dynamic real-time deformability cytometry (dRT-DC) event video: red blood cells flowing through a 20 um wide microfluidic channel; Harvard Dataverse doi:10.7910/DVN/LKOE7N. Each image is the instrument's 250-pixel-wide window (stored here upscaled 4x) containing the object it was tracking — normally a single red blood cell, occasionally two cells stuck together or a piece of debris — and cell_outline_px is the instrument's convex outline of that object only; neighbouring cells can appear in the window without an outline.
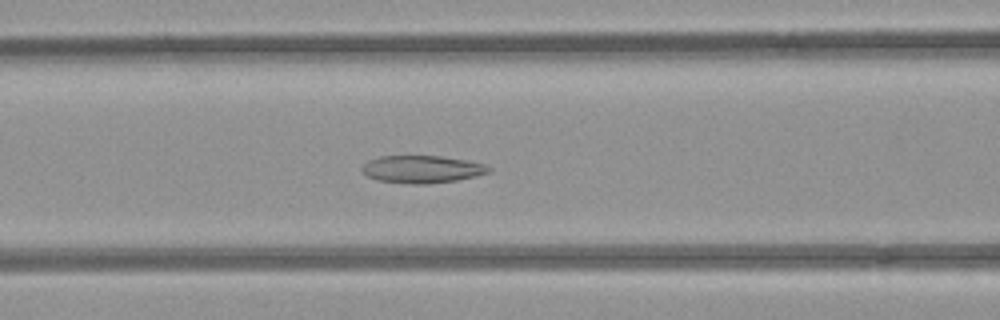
{"species": "common noctule bat (a hibernating species)", "species_latin": "Nyctalus noctula", "temperature_condition": "room temperature", "stored_images_in_passage": 45, "camera_frame_rate_fps": 3000, "um_per_image_px": 0.085, "animal": {"sex": "female", "body_mass_g": 21.9}, "frame": {"image": 1, "passage_image": 14, "time_ms": 4.333, "image_size_px": [1000, 320], "cell_outline_px": [[492, 172], [476, 176], [456, 180], [428, 184], [408, 184], [376, 180], [368, 176], [364, 172], [364, 164], [368, 160], [380, 156], [440, 156], [464, 160], [484, 164], [492, 168]], "centroid_in_image_um": [35.9, 14.39], "position_along_channel_um": 130.7, "area_um2": 20.23}}
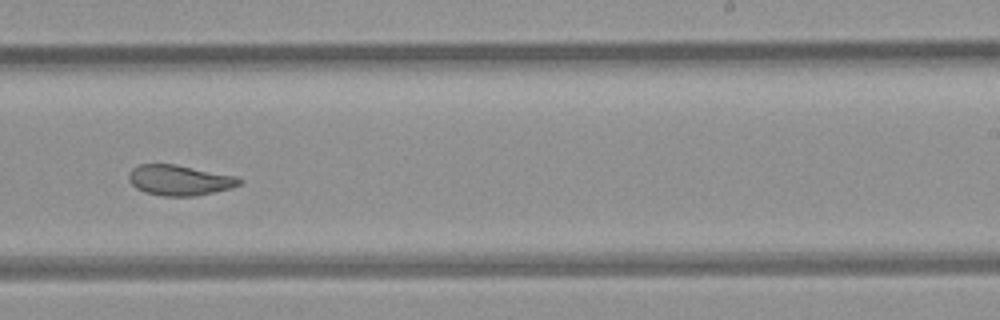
{"frame": {"image": 2, "passage_image": 25, "time_ms": 8.0, "image_size_px": [1000, 320], "cell_outline_px": [[244, 180], [240, 184], [232, 188], [196, 196], [164, 196], [144, 192], [136, 188], [128, 180], [128, 176], [132, 168], [140, 164], [176, 164], [236, 176]], "centroid_in_image_um": [15.27, 15.32], "position_along_channel_um": 273.7, "area_um2": 19.71}}
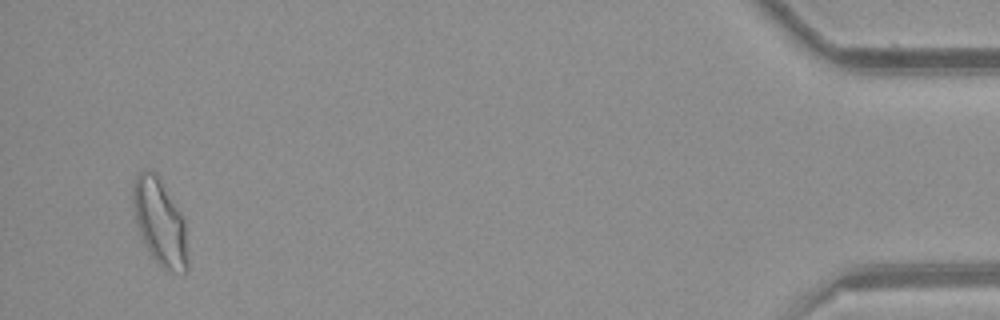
{"frame": {"image": 3, "passage_image": 43, "time_ms": 14.0, "image_size_px": [1000, 320], "cell_outline_px": [[188, 268], [184, 272], [164, 268], [152, 256], [136, 224], [132, 204], [132, 184], [136, 176], [140, 172], [148, 168], [156, 172], [180, 212], [184, 220], [188, 260]], "centroid_in_image_um": [13.57, 18.82], "position_along_channel_um": 421.6, "area_um2": 27.11}, "authors_computed_cell_mechanics": {"area_um2": 21.386, "velocity_mm_per_s": 3.9033, "shape_relaxation_time_tau1_ms": null, "shape_relaxation_time_tau2_ms": 1.7942, "deformation_change_tau1": null, "deformation_change_tau2": 0.0827}}